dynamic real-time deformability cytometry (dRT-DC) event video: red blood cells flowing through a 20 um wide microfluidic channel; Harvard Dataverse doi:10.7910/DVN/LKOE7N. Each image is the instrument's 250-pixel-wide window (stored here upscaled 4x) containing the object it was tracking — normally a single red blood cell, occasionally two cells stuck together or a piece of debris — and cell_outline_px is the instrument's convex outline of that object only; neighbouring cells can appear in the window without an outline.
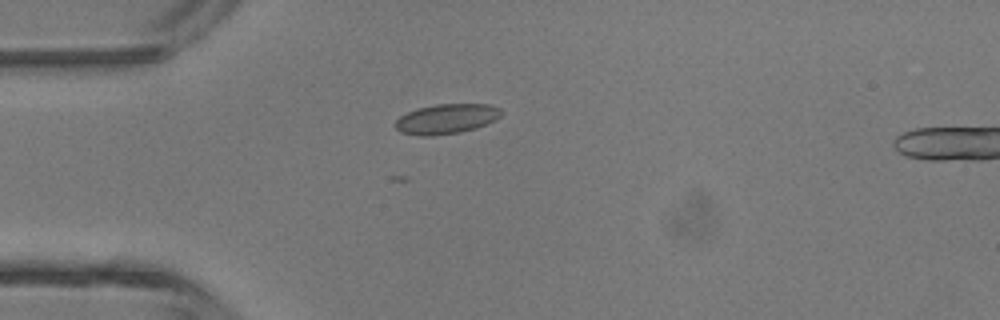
{"species": "common noctule bat (a hibernating species)", "species_latin": "Nyctalus noctula", "temperature_condition": "room temperature", "stored_images_in_passage": 2, "camera_frame_rate_fps": 3000, "um_per_image_px": 0.085, "animal": {"sex": "male", "body_mass_g": 13.3}, "frame": {"image": 1, "passage_image": 2, "time_ms": 1.333, "image_size_px": [1000, 320], "cell_outline_px": [[504, 112], [496, 120], [476, 128], [460, 132], [432, 136], [416, 136], [400, 132], [396, 128], [396, 120], [400, 116], [416, 108], [436, 104], [492, 104], [500, 108]], "centroid_in_image_um": [37.97, 10.1], "position_along_channel_um": 47.0, "area_um2": 18.67}}